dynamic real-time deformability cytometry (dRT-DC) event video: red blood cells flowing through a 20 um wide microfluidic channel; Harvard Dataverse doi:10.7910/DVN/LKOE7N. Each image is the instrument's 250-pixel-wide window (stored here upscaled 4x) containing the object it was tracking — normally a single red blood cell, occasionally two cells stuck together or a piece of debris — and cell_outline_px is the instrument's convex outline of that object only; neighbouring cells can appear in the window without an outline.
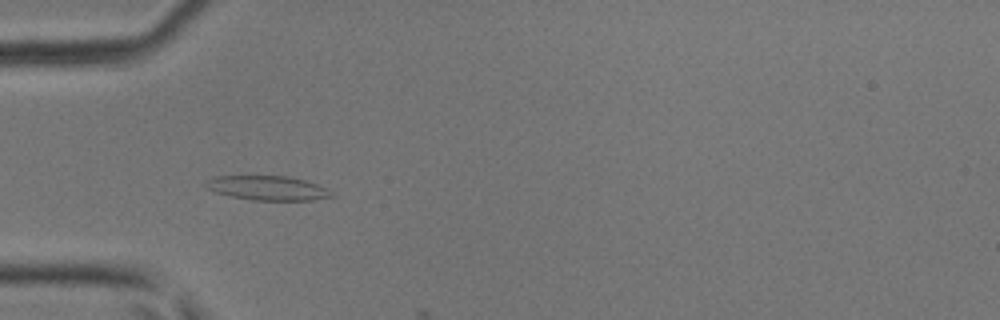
{"species": "common noctule bat (a hibernating species)", "species_latin": "Nyctalus noctula", "temperature_condition": "room temperature", "stored_images_in_passage": 6, "camera_frame_rate_fps": 3000, "um_per_image_px": 0.085, "animal": {"sex": "male", "body_mass_g": 17.9, "forearm_length_mm": 54.2}, "frame": {"image": 1, "passage_image": 5, "time_ms": 1.333, "image_size_px": [1000, 320], "cell_outline_px": [[336, 196], [312, 200], [252, 200], [232, 196], [216, 192], [208, 188], [204, 184], [212, 176], [288, 176], [304, 180], [328, 188]], "centroid_in_image_um": [22.78, 15.98], "position_along_channel_um": 62.2, "area_um2": 17.8}}